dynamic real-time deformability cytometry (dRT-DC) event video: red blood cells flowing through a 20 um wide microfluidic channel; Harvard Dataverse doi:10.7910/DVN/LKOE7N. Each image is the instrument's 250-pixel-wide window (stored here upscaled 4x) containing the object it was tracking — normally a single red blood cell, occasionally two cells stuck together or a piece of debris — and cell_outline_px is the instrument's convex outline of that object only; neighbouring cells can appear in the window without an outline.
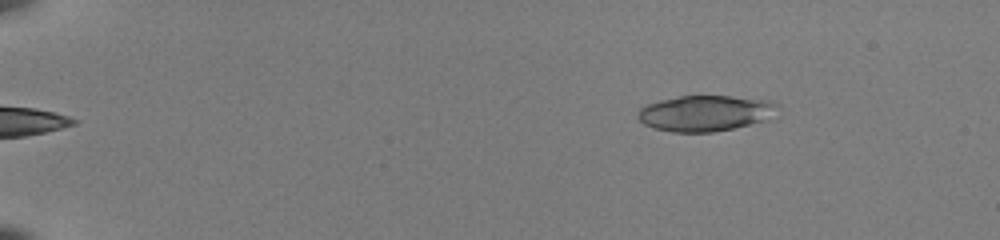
{"species": "common noctule bat (a hibernating species)", "species_latin": "Nyctalus noctula", "temperature_condition": "room temperature", "stored_images_in_passage": 45, "camera_frame_rate_fps": 3000, "um_per_image_px": 0.085, "animal": {"sex": "female", "body_mass_g": 22.0, "forearm_length_mm": 56.7}, "frame": {"image": 1, "passage_image": 1, "time_ms": 0.0, "image_size_px": [1000, 240], "cell_outline_px": [[776, 104], [764, 120], [732, 128], [712, 132], [672, 132], [656, 128], [644, 124], [636, 116], [640, 108], [648, 104], [660, 100], [680, 96], [732, 96], [768, 100]], "centroid_in_image_um": [59.84, 9.62], "position_along_channel_um": 25.2, "area_um2": 28.38}}